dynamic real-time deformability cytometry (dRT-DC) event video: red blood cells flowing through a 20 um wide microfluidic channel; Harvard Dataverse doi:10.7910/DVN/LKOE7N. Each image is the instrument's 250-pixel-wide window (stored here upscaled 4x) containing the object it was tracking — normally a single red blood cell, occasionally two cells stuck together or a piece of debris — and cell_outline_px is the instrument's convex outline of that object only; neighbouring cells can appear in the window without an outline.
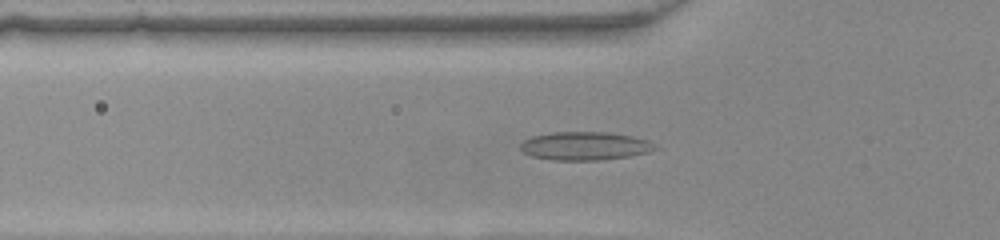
{"species": "common noctule bat (a hibernating species)", "species_latin": "Nyctalus noctula", "temperature_condition": "warm", "stored_images_in_passage": 47, "camera_frame_rate_fps": 3000, "um_per_image_px": 0.085, "animal": {"sex": "female", "body_mass_g": 22.0, "forearm_length_mm": 56.7}, "frame": {"image": 1, "passage_image": 15, "time_ms": 4.667, "image_size_px": [1000, 240], "cell_outline_px": [[660, 148], [648, 152], [628, 156], [600, 160], [552, 160], [532, 156], [524, 152], [520, 148], [520, 144], [524, 140], [532, 136], [552, 132], [608, 132], [632, 136], [648, 140]], "centroid_in_image_um": [49.72, 12.4], "position_along_channel_um": 76.1, "area_um2": 22.25}}
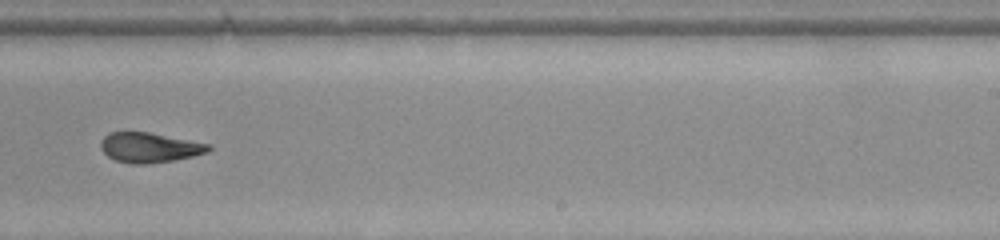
{"frame": {"image": 2, "passage_image": 29, "time_ms": 9.333, "image_size_px": [1000, 240], "cell_outline_px": [[212, 148], [208, 152], [192, 156], [172, 160], [148, 164], [132, 164], [116, 160], [108, 156], [100, 148], [100, 140], [108, 132], [148, 132], [212, 144]], "centroid_in_image_um": [12.7, 12.53], "position_along_channel_um": 276.3, "area_um2": 18.84}}
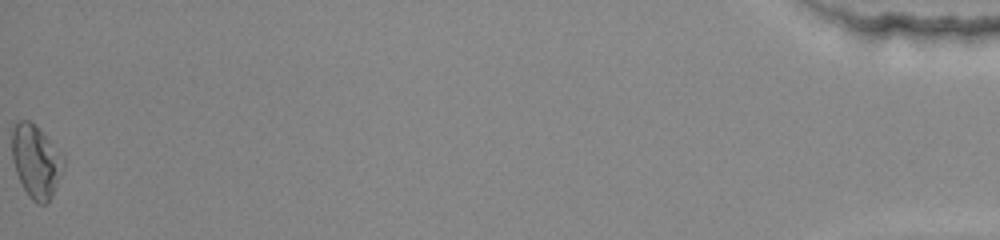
{"frame": {"image": 3, "passage_image": 47, "time_ms": 15.333, "image_size_px": [1000, 240], "cell_outline_px": [[64, 164], [52, 196], [48, 204], [36, 204], [28, 196], [16, 172], [12, 160], [12, 128], [16, 120], [28, 120], [64, 156]], "centroid_in_image_um": [3.03, 13.75], "position_along_channel_um": 432.2, "area_um2": 21.5}}